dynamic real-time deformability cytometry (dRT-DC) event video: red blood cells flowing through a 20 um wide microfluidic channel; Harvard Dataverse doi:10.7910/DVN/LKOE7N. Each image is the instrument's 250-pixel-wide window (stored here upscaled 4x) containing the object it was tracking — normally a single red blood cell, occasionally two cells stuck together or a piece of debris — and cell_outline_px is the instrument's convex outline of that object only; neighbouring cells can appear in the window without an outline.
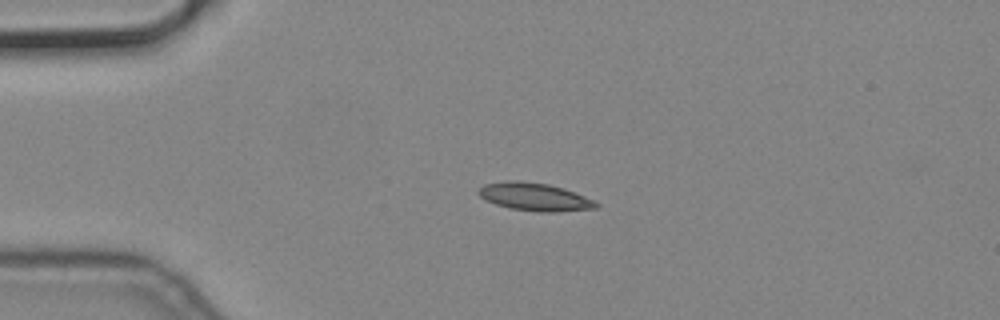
{"species": "common noctule bat (a hibernating species)", "species_latin": "Nyctalus noctula", "temperature_condition": "cold", "stored_images_in_passage": 4, "camera_frame_rate_fps": 3000, "um_per_image_px": 0.085, "animal": {"sex": "male", "body_mass_g": 19.2, "forearm_length_mm": 51.8}, "frame": {"image": 1, "passage_image": 3, "time_ms": 0.667, "image_size_px": [1000, 320], "cell_outline_px": [[600, 204], [596, 208], [556, 212], [540, 212], [508, 208], [484, 200], [476, 192], [484, 184], [504, 180], [516, 180], [548, 184], [564, 188], [584, 196]], "centroid_in_image_um": [45.4, 16.73], "position_along_channel_um": 39.6, "area_um2": 19.19}}